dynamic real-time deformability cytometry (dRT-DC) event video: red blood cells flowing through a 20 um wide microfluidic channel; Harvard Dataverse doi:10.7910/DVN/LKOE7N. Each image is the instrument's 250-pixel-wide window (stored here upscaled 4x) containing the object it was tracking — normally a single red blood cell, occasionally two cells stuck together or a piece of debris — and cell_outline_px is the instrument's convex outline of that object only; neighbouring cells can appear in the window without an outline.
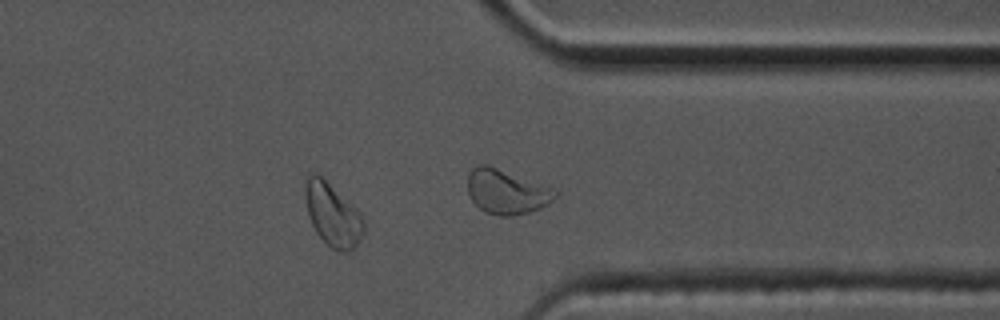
{"species": "common noctule bat (a hibernating species)", "species_latin": "Nyctalus noctula", "temperature_condition": "cold", "stored_images_in_passage": 42, "camera_frame_rate_fps": 3000, "um_per_image_px": 0.085, "animal": {"sex": "male", "body_mass_g": 17.5, "forearm_length_mm": 52.3}, "frame": {"image": 1, "passage_image": 30, "time_ms": 9.667, "image_size_px": [1000, 320], "cell_outline_px": [[364, 232], [360, 240], [348, 252], [344, 252], [332, 248], [316, 232], [312, 224], [308, 212], [304, 184], [308, 172], [312, 172], [320, 176], [356, 208], [360, 212], [364, 224]], "centroid_in_image_um": [28.27, 18.24], "position_along_channel_um": 383.1, "area_um2": 20.98}}
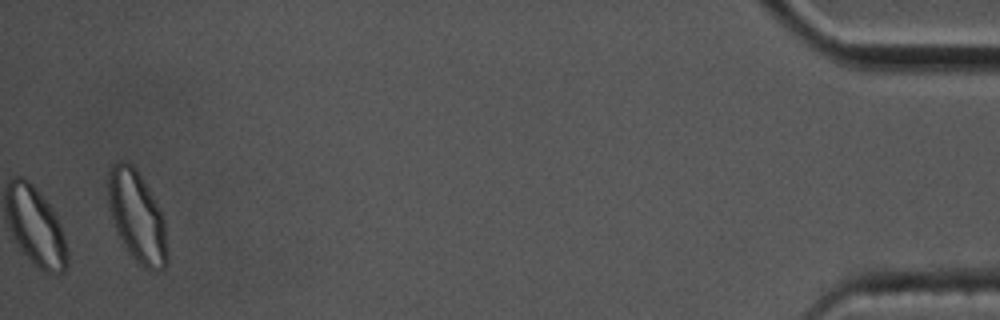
{"frame": {"image": 2, "passage_image": 42, "time_ms": 13.667, "image_size_px": [1000, 320], "cell_outline_px": [[168, 260], [164, 268], [156, 272], [152, 272], [144, 268], [132, 256], [124, 244], [116, 228], [108, 204], [108, 172], [112, 164], [116, 160], [124, 160], [132, 164], [140, 176], [152, 196], [164, 220], [168, 252]], "centroid_in_image_um": [11.65, 18.42], "position_along_channel_um": 423.6, "area_um2": 31.04}, "authors_computed_cell_mechanics": {"area_um2": 18.7561, "velocity_mm_per_s": 3.4605, "shape_relaxation_time_tau1_ms": 4.2544, "shape_relaxation_time_tau2_ms": 2.653, "deformation_change_tau1": 0.1483, "deformation_change_tau2": 0.0621}}